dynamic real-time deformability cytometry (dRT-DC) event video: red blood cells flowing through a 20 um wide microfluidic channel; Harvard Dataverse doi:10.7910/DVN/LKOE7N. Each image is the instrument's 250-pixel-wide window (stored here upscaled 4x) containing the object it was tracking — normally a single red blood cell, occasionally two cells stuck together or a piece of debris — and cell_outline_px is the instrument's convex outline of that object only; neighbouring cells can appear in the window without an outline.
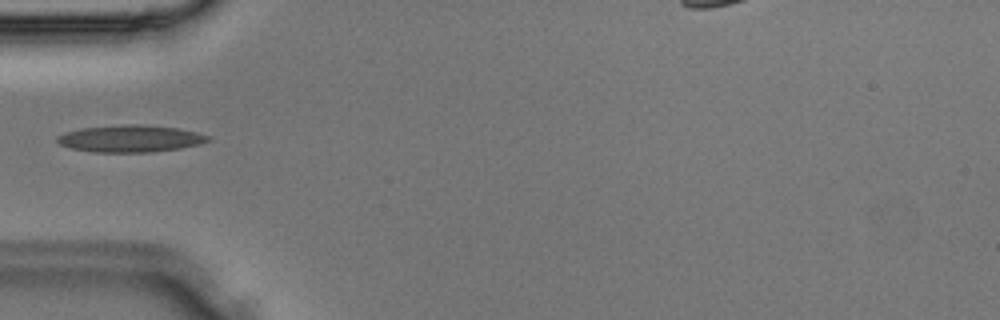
{"species": "Egyptian fruit bat (a non-hibernating species)", "species_latin": "Rousettus aegyptiacus", "temperature_condition": "room temperature", "stored_images_in_passage": 36, "camera_frame_rate_fps": 3000, "um_per_image_px": 0.085, "animal": {"sex": "male"}, "frame": {"image": 1, "passage_image": 11, "time_ms": 3.333, "image_size_px": [1000, 320], "cell_outline_px": [[212, 140], [200, 144], [180, 148], [152, 152], [96, 152], [72, 148], [60, 144], [56, 140], [56, 136], [64, 132], [80, 128], [124, 124], [140, 124], [176, 128], [196, 132], [212, 136]], "centroid_in_image_um": [11.1, 11.77], "position_along_channel_um": 73.9, "area_um2": 23.81}}
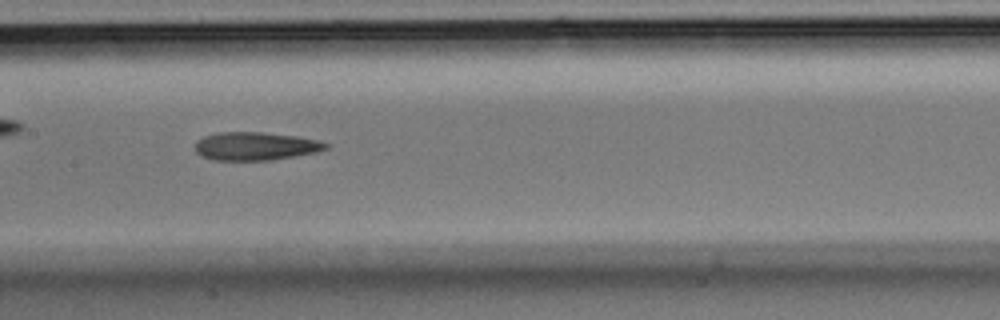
{"frame": {"image": 2, "passage_image": 17, "time_ms": 5.333, "image_size_px": [1000, 320], "cell_outline_px": [[332, 144], [328, 148], [316, 152], [296, 156], [272, 160], [212, 160], [200, 156], [196, 152], [196, 140], [204, 136], [220, 132], [264, 132], [296, 136], [320, 140]], "centroid_in_image_um": [21.75, 12.42], "position_along_channel_um": 185.7, "area_um2": 21.73}}
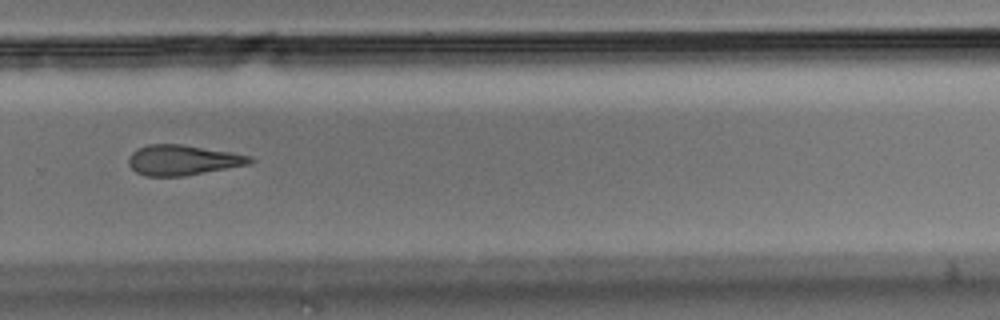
{"frame": {"image": 3, "passage_image": 24, "time_ms": 7.667, "image_size_px": [1000, 320], "cell_outline_px": [[256, 160], [248, 164], [184, 176], [144, 176], [136, 172], [128, 164], [128, 156], [136, 148], [148, 144], [180, 144], [232, 152], [252, 156]], "centroid_in_image_um": [15.5, 13.6], "position_along_channel_um": 314.3, "area_um2": 21.44}}